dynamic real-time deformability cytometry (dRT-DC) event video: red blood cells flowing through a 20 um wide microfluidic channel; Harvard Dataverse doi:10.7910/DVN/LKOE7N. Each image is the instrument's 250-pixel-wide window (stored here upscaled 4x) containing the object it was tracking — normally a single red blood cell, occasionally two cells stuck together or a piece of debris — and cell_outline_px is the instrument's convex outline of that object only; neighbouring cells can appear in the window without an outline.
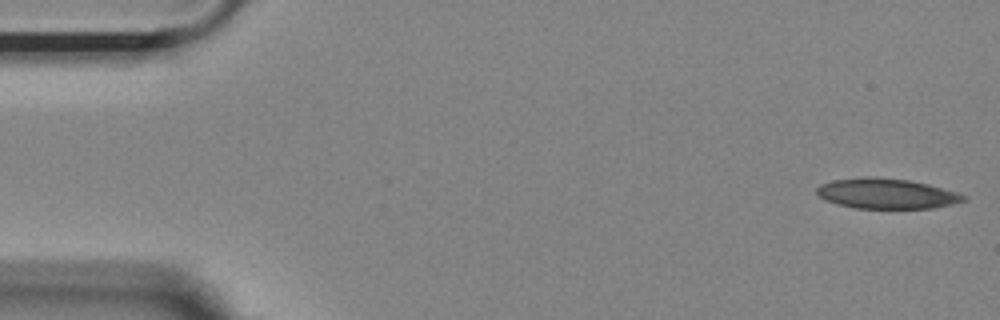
{"species": "Egyptian fruit bat (a non-hibernating species)", "species_latin": "Rousettus aegyptiacus", "temperature_condition": "room temperature", "stored_images_in_passage": 41, "camera_frame_rate_fps": 3000, "um_per_image_px": 0.085, "animal": {"sex": "female"}, "frame": {"image": 1, "passage_image": 1, "time_ms": 0.0, "image_size_px": [1000, 320], "cell_outline_px": [[968, 200], [952, 204], [932, 208], [856, 208], [836, 204], [820, 196], [816, 192], [816, 188], [820, 184], [832, 180], [864, 176], [872, 176], [908, 180], [928, 184], [956, 192], [968, 196]], "centroid_in_image_um": [75.36, 16.45], "position_along_channel_um": 9.6, "area_um2": 25.89}}
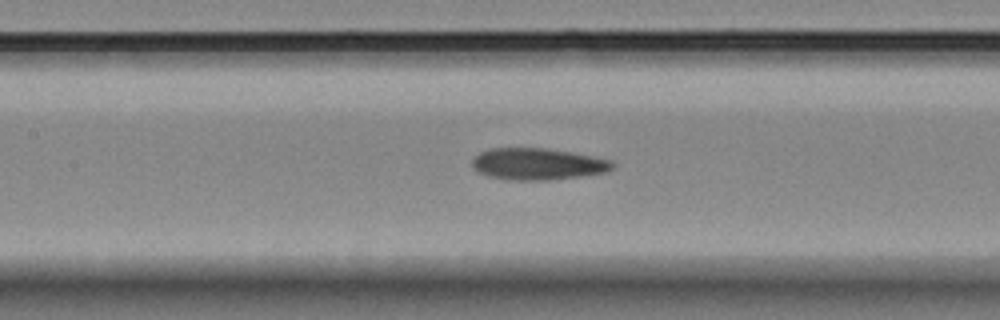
{"frame": {"image": 2, "passage_image": 23, "time_ms": 7.333, "image_size_px": [1000, 320], "cell_outline_px": [[616, 164], [612, 168], [604, 172], [580, 176], [548, 180], [508, 180], [488, 176], [472, 168], [472, 160], [480, 152], [492, 148], [544, 148], [592, 156], [612, 160]], "centroid_in_image_um": [45.68, 13.94], "position_along_channel_um": 161.7, "area_um2": 25.72}}
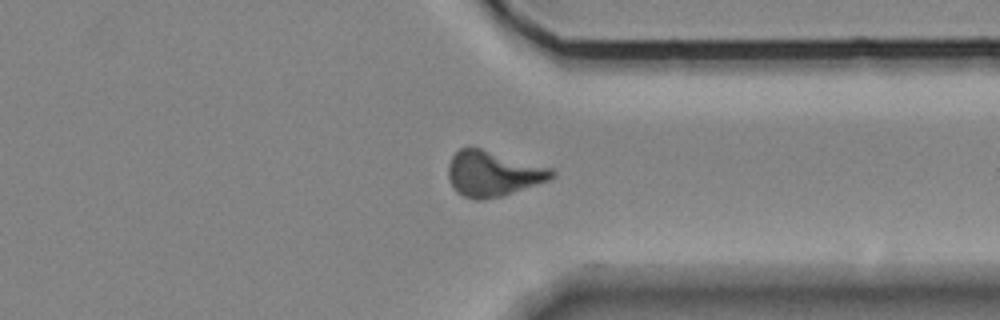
{"frame": {"image": 3, "passage_image": 40, "time_ms": 13.0, "image_size_px": [1000, 320], "cell_outline_px": [[556, 176], [548, 180], [504, 196], [480, 200], [476, 200], [464, 196], [456, 192], [448, 176], [448, 164], [452, 156], [460, 148], [480, 148], [552, 168], [556, 172]], "centroid_in_image_um": [41.91, 14.77], "position_along_channel_um": 369.5, "area_um2": 27.28}, "authors_computed_cell_mechanics": {"area_um2": 26.4724, "velocity_mm_per_s": 3.6933, "shape_relaxation_time_tau1_ms": null, "shape_relaxation_time_tau2_ms": 4.5856, "deformation_change_tau1": null, "deformation_change_tau2": 0.1461}}